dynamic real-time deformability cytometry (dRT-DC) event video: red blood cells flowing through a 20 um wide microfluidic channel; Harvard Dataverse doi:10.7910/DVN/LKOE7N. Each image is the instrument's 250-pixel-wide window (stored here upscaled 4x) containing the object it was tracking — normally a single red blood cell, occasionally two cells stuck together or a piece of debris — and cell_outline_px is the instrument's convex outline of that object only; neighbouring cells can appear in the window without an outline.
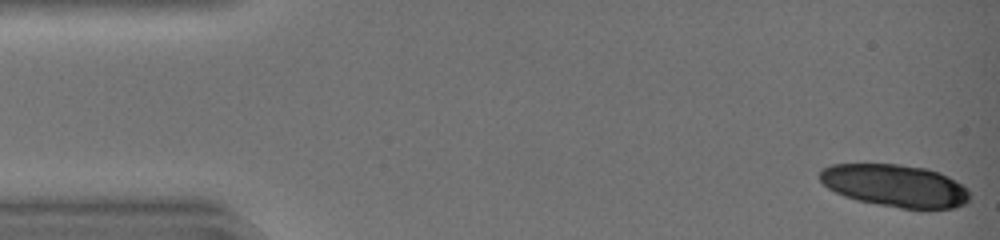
{"species": "common noctule bat (a hibernating species)", "species_latin": "Nyctalus noctula", "temperature_condition": "warm", "stored_images_in_passage": 13, "camera_frame_rate_fps": 3000, "um_per_image_px": 0.085, "animal": {"sex": "female", "body_mass_g": 19.0, "forearm_length_mm": 51.5}, "frame": {"image": 1, "passage_image": 1, "time_ms": 0.0, "image_size_px": [1000, 240], "cell_outline_px": [[968, 200], [964, 204], [956, 208], [900, 208], [856, 200], [844, 196], [828, 188], [820, 180], [820, 168], [832, 164], [900, 164], [928, 168], [940, 172], [956, 180], [968, 188]], "centroid_in_image_um": [76.08, 15.76], "position_along_channel_um": 8.9, "area_um2": 37.17}}